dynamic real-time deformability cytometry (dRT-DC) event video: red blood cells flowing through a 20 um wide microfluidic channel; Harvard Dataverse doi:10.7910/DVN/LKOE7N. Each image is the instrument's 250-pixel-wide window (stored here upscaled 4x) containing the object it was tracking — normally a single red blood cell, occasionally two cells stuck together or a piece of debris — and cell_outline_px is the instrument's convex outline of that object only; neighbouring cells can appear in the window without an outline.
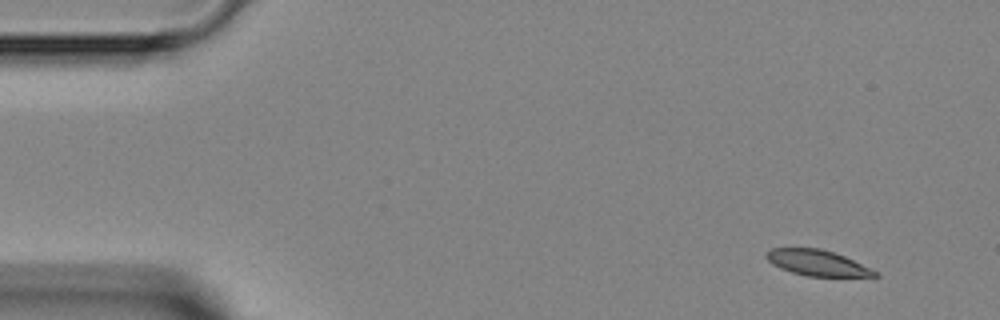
{"species": "Egyptian fruit bat (a non-hibernating species)", "species_latin": "Rousettus aegyptiacus", "temperature_condition": "room temperature", "stored_images_in_passage": 5, "camera_frame_rate_fps": 3000, "um_per_image_px": 0.085, "animal": {"sex": "female"}, "frame": {"image": 1, "passage_image": 1, "time_ms": 0.0, "image_size_px": [1000, 320], "cell_outline_px": [[880, 276], [876, 280], [808, 276], [792, 272], [780, 268], [772, 264], [764, 256], [764, 252], [768, 248], [820, 248], [844, 256], [880, 272]], "centroid_in_image_um": [69.63, 22.41], "position_along_channel_um": 15.4, "area_um2": 17.34}}